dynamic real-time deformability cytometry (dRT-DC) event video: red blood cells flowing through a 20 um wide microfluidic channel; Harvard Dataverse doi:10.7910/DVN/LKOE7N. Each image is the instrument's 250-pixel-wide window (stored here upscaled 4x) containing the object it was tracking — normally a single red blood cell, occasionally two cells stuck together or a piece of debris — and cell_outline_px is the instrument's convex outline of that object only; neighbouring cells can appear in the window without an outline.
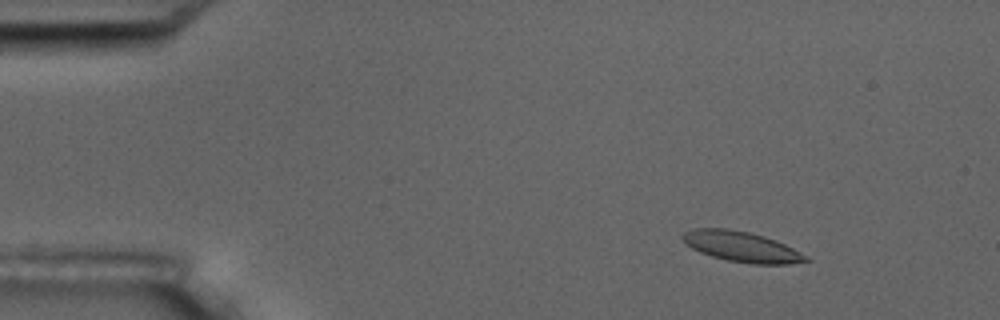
{"species": "common noctule bat (a hibernating species)", "species_latin": "Nyctalus noctula", "temperature_condition": "room temperature", "stored_images_in_passage": 2, "camera_frame_rate_fps": 3000, "um_per_image_px": 0.085, "animal": {"sex": "male", "body_mass_g": 17.5, "forearm_length_mm": 52.3}, "frame": {"image": 1, "passage_image": 1, "time_ms": 0.0, "image_size_px": [1000, 320], "cell_outline_px": [[812, 260], [788, 264], [752, 264], [728, 260], [712, 256], [700, 252], [692, 248], [680, 236], [684, 232], [692, 228], [728, 228], [748, 232], [764, 236], [776, 240], [808, 256]], "centroid_in_image_um": [63.04, 20.96], "position_along_channel_um": 22.0, "area_um2": 21.73}}